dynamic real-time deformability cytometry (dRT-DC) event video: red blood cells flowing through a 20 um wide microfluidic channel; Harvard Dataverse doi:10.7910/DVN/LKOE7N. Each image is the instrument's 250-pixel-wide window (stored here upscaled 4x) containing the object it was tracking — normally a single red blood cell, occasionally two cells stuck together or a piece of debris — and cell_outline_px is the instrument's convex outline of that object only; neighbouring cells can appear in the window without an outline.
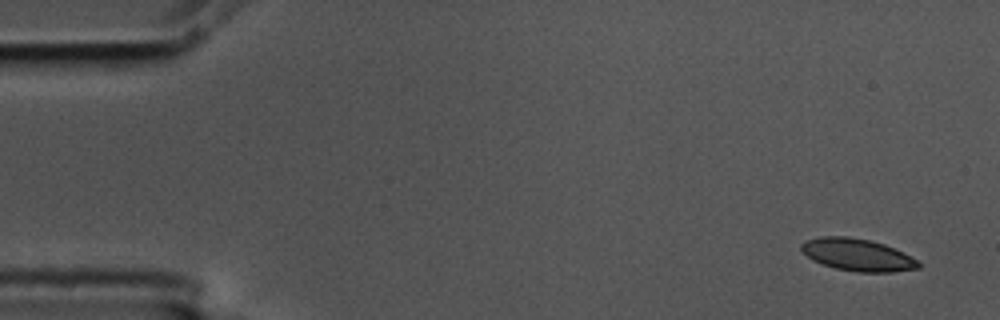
{"species": "common noctule bat (a hibernating species)", "species_latin": "Nyctalus noctula", "temperature_condition": "cold", "stored_images_in_passage": 4, "camera_frame_rate_fps": 3000, "um_per_image_px": 0.085, "animal": {"sex": "male", "body_mass_g": 17.5, "forearm_length_mm": 52.3}, "frame": {"image": 1, "passage_image": 1, "time_ms": 0.0, "image_size_px": [1000, 320], "cell_outline_px": [[920, 268], [892, 272], [856, 272], [836, 268], [812, 260], [800, 248], [800, 244], [804, 240], [820, 236], [848, 236], [868, 240], [884, 244], [916, 260], [920, 264]], "centroid_in_image_um": [72.83, 21.65], "position_along_channel_um": 12.2, "area_um2": 21.73}}